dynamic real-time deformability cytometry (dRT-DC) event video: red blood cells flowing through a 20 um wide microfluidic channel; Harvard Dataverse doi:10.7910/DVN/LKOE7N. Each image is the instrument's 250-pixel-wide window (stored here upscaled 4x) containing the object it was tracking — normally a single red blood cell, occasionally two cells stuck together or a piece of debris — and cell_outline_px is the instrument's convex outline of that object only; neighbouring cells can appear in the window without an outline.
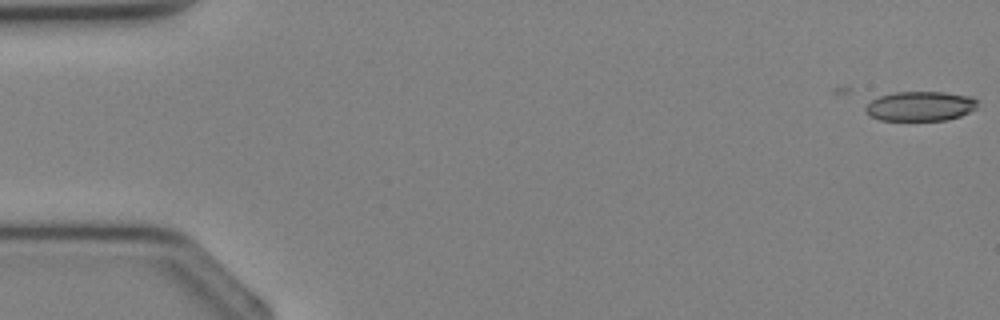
{"species": "Egyptian fruit bat (a non-hibernating species)", "species_latin": "Rousettus aegyptiacus", "temperature_condition": "cold", "stored_images_in_passage": 4, "camera_frame_rate_fps": 3000, "um_per_image_px": 0.085, "animal": {"sex": "female"}, "frame": {"image": 1, "passage_image": 4, "time_ms": 1.0, "image_size_px": [1000, 320], "cell_outline_px": [[976, 108], [960, 116], [944, 120], [880, 120], [872, 116], [864, 108], [872, 100], [880, 96], [896, 92], [944, 92], [972, 96], [976, 100]], "centroid_in_image_um": [78.24, 9.02], "position_along_channel_um": 6.8, "area_um2": 19.07}}